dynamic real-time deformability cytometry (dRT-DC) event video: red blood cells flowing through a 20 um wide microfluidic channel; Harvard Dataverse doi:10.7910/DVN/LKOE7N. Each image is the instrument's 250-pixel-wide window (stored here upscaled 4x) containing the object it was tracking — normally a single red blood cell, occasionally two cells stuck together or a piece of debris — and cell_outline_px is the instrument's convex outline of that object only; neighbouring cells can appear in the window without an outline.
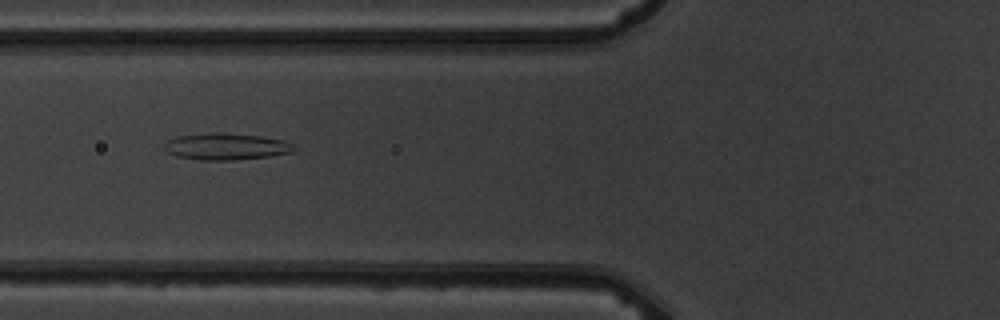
{"species": "common noctule bat (a hibernating species)", "species_latin": "Nyctalus noctula", "temperature_condition": "warm", "stored_images_in_passage": 9, "camera_frame_rate_fps": 3000, "um_per_image_px": 0.085, "animal": {"sex": "male", "body_mass_g": 19.5, "forearm_length_mm": 54.6}, "frame": {"image": 1, "passage_image": 6, "time_ms": 5.667, "image_size_px": [1000, 320], "cell_outline_px": [[296, 148], [292, 152], [268, 156], [232, 160], [200, 160], [176, 156], [168, 152], [164, 148], [164, 144], [168, 140], [176, 136], [212, 132], [224, 132], [260, 136], [284, 140], [292, 144]], "centroid_in_image_um": [19.2, 12.44], "position_along_channel_um": 106.6, "area_um2": 20.17}}
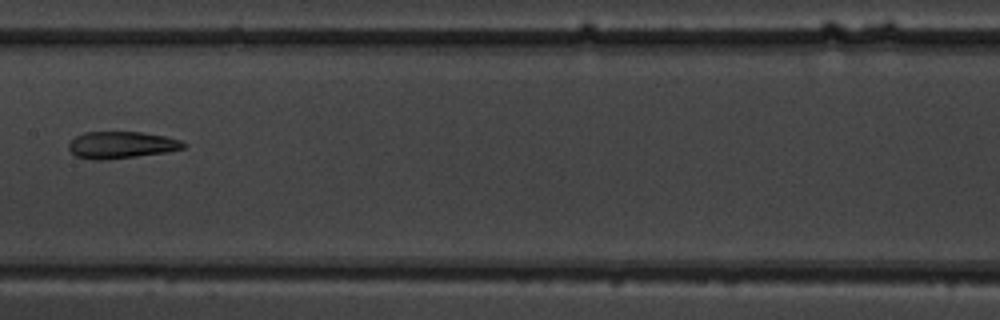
{"frame": {"image": 2, "passage_image": 8, "time_ms": 8.0, "image_size_px": [1000, 320], "cell_outline_px": [[188, 144], [184, 148], [164, 152], [136, 156], [104, 160], [92, 160], [76, 156], [68, 148], [68, 144], [76, 136], [84, 132], [140, 132], [164, 136], [180, 140]], "centroid_in_image_um": [10.3, 12.32], "position_along_channel_um": 197.1, "area_um2": 17.86}}
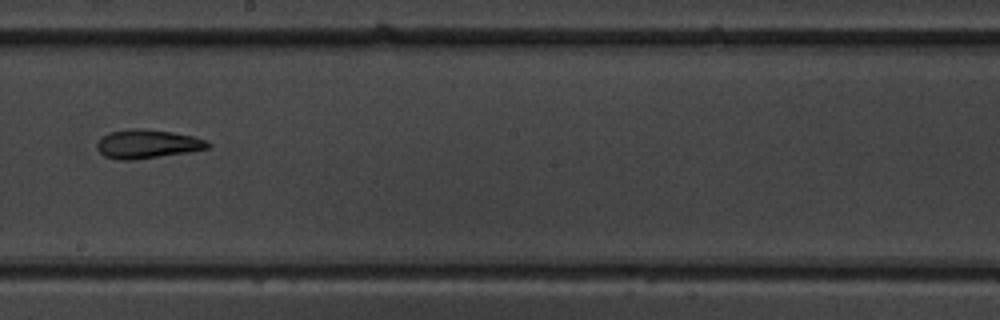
{"frame": {"image": 3, "passage_image": 9, "time_ms": 9.0, "image_size_px": [1000, 320], "cell_outline_px": [[212, 144], [208, 148], [188, 152], [132, 160], [116, 160], [104, 156], [96, 148], [96, 144], [108, 132], [128, 128], [144, 128], [172, 132], [192, 136], [208, 140]], "centroid_in_image_um": [12.52, 12.23], "position_along_channel_um": 235.7, "area_um2": 18.73}}